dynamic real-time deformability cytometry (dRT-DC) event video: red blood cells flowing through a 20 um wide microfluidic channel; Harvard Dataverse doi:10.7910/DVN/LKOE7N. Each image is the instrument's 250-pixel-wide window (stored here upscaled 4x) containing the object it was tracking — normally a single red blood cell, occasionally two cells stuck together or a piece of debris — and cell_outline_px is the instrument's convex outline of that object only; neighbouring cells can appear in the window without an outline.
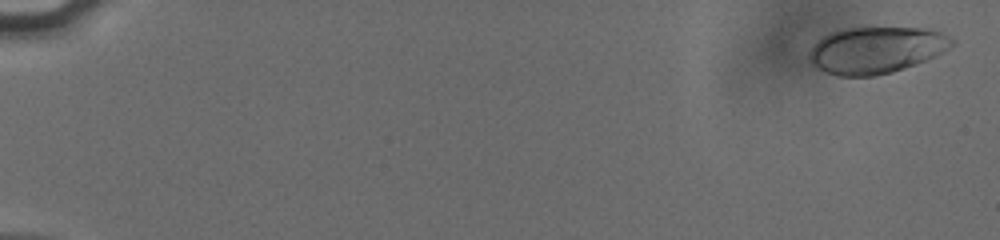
{"species": "human", "species_latin": "Homo sapiens", "temperature_condition": "cold", "stored_images_in_passage": 56, "camera_frame_rate_fps": 3000, "um_per_image_px": 0.085, "donor": {"sex": "male"}, "frame": {"image": 1, "passage_image": 2, "time_ms": 0.333, "image_size_px": [1000, 240], "cell_outline_px": [[956, 44], [916, 64], [892, 72], [876, 76], [840, 76], [816, 68], [808, 56], [808, 52], [812, 44], [816, 40], [832, 32], [848, 28], [928, 28], [940, 32], [956, 40]], "centroid_in_image_um": [74.45, 4.25], "position_along_channel_um": 10.6, "area_um2": 38.61}}
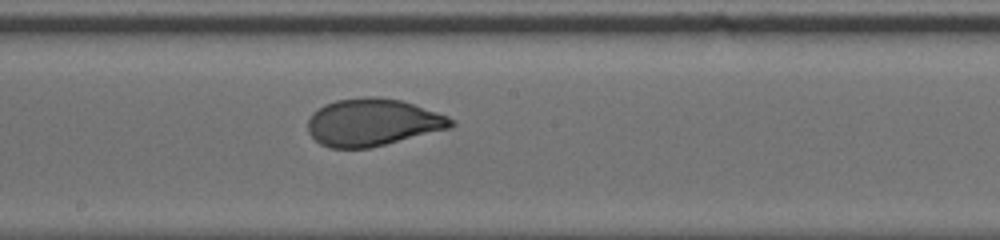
{"frame": {"image": 2, "passage_image": 33, "time_ms": 10.667, "image_size_px": [1000, 240], "cell_outline_px": [[456, 124], [452, 128], [368, 148], [332, 148], [320, 144], [308, 132], [308, 120], [312, 112], [324, 104], [336, 100], [364, 96], [376, 96], [400, 100], [448, 116], [456, 120]], "centroid_in_image_um": [31.68, 10.39], "position_along_channel_um": 216.5, "area_um2": 39.54}}
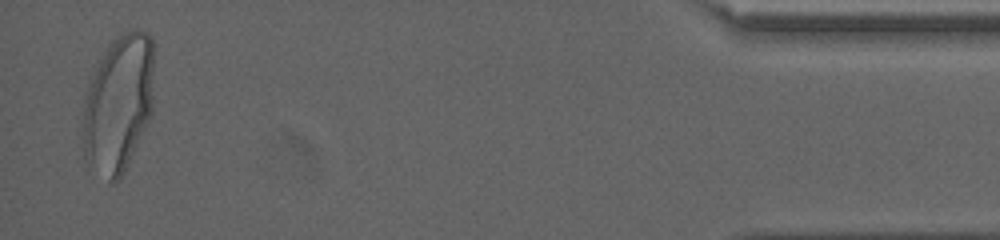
{"frame": {"image": 3, "passage_image": 55, "time_ms": 18.0, "image_size_px": [1000, 240], "cell_outline_px": [[152, 112], [120, 176], [112, 184], [88, 164], [84, 160], [84, 96], [88, 80], [104, 52], [112, 40], [116, 36], [124, 32], [136, 28], [148, 32], [152, 36]], "centroid_in_image_um": [10.04, 8.73], "position_along_channel_um": 425.2, "area_um2": 56.47}, "authors_computed_cell_mechanics": {"area_um2": 39.3618, "velocity_mm_per_s": 3.8177, "shape_relaxation_time_tau1_ms": 4.8687, "shape_relaxation_time_tau2_ms": null, "deformation_change_tau1": 0.1787, "deformation_change_tau2": null}}